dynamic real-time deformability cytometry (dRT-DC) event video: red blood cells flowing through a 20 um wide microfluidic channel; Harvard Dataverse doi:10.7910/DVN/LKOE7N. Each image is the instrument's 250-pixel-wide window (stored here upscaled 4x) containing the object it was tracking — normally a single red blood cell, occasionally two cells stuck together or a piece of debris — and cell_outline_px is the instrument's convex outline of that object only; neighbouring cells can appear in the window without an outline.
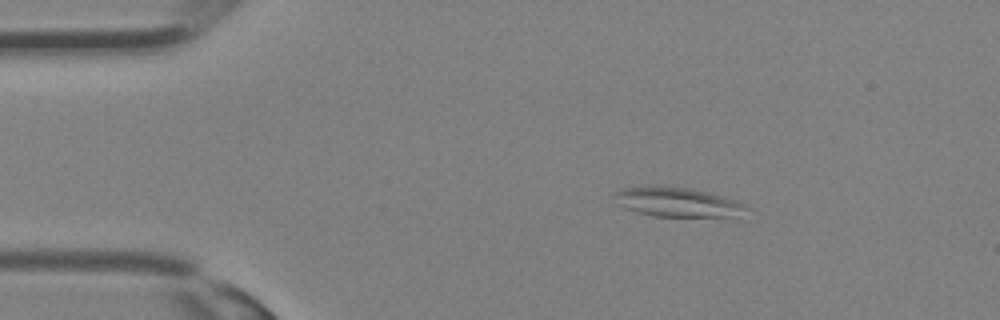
{"species": "Egyptian fruit bat (a non-hibernating species)", "species_latin": "Rousettus aegyptiacus", "temperature_condition": "room temperature", "stored_images_in_passage": 29, "camera_frame_rate_fps": 3000, "um_per_image_px": 0.085, "animal": {"sex": "female"}, "frame": {"image": 1, "passage_image": 2, "time_ms": 0.333, "image_size_px": [1000, 320], "cell_outline_px": [[748, 208], [732, 220], [652, 216], [636, 212], [624, 208], [616, 204], [616, 192], [620, 188], [688, 188], [708, 192], [724, 196], [736, 200], [744, 204]], "centroid_in_image_um": [57.73, 17.28], "position_along_channel_um": 27.3, "area_um2": 23.06}}
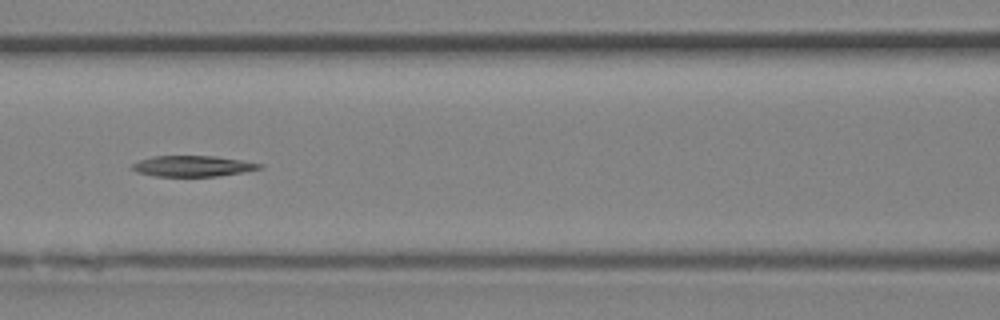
{"frame": {"image": 2, "passage_image": 11, "time_ms": 3.333, "image_size_px": [1000, 320], "cell_outline_px": [[264, 168], [244, 172], [220, 176], [152, 176], [136, 172], [128, 168], [132, 164], [140, 160], [152, 156], [216, 156], [264, 164]], "centroid_in_image_um": [16.37, 14.12], "position_along_channel_um": 150.2, "area_um2": 15.66}}
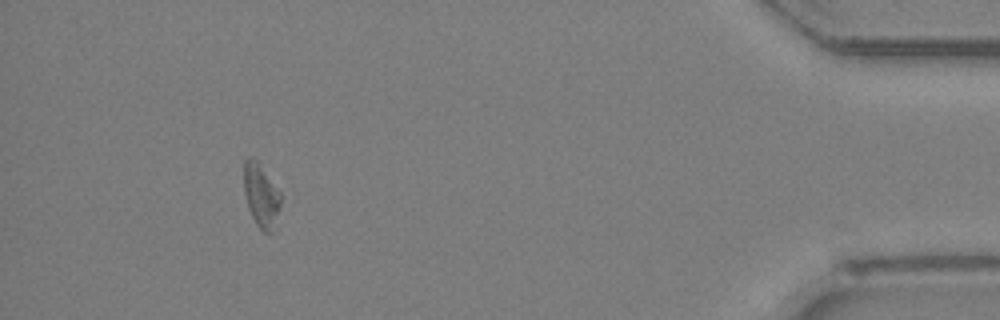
{"frame": {"image": 3, "passage_image": 27, "time_ms": 8.667, "image_size_px": [1000, 320], "cell_outline_px": [[280, 208], [272, 232], [264, 232], [256, 224], [248, 208], [244, 192], [244, 160], [248, 156], [252, 156], [256, 160], [280, 192]], "centroid_in_image_um": [22.17, 16.6], "position_along_channel_um": 413.0, "area_um2": 13.41}}